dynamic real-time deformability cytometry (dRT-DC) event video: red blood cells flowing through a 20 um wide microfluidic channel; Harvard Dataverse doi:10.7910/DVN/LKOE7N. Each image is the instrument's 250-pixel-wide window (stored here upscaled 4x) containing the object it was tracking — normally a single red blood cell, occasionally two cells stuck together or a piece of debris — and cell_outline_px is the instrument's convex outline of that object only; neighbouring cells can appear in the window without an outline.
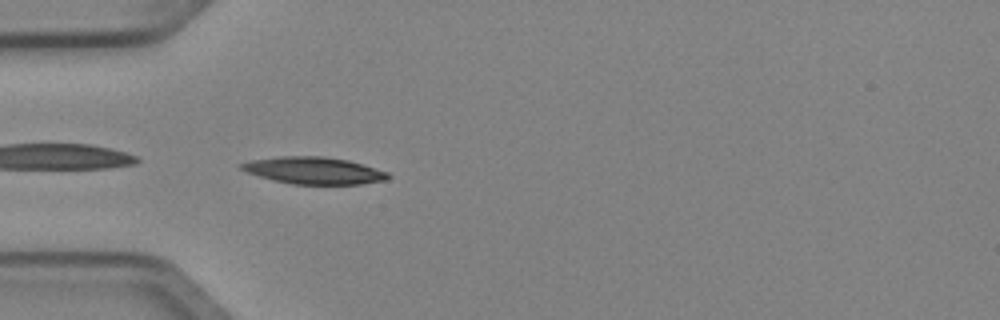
{"species": "Egyptian fruit bat (a non-hibernating species)", "species_latin": "Rousettus aegyptiacus", "temperature_condition": "cold", "stored_images_in_passage": 5, "camera_frame_rate_fps": 3000, "um_per_image_px": 0.085, "animal": {"sex": "female"}, "frame": {"image": 1, "passage_image": 5, "time_ms": 1.333, "image_size_px": [1000, 320], "cell_outline_px": [[392, 176], [388, 180], [360, 184], [292, 184], [272, 180], [248, 172], [240, 168], [236, 164], [252, 160], [280, 156], [324, 156], [348, 160], [388, 172]], "centroid_in_image_um": [26.69, 14.49], "position_along_channel_um": 58.3, "area_um2": 23.12}}